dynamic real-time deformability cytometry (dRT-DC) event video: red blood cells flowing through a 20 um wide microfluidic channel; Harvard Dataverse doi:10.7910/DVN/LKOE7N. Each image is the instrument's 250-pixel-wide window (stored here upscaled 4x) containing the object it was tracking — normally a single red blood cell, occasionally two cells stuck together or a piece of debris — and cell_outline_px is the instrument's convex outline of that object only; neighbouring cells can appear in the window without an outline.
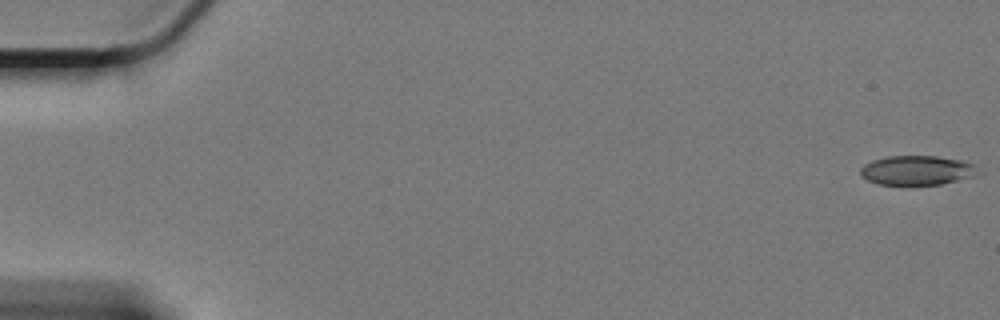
{"species": "Egyptian fruit bat (a non-hibernating species)", "species_latin": "Rousettus aegyptiacus", "temperature_condition": "cold", "stored_images_in_passage": 10, "camera_frame_rate_fps": 3000, "um_per_image_px": 0.085, "animal": {"sex": "female"}, "frame": {"image": 1, "passage_image": 1, "time_ms": 0.0, "image_size_px": [1000, 320], "cell_outline_px": [[976, 176], [940, 184], [912, 188], [908, 188], [876, 184], [860, 176], [860, 168], [864, 164], [872, 160], [888, 156], [936, 156], [960, 160], [976, 164]], "centroid_in_image_um": [77.88, 14.53], "position_along_channel_um": 7.1, "area_um2": 21.04}}